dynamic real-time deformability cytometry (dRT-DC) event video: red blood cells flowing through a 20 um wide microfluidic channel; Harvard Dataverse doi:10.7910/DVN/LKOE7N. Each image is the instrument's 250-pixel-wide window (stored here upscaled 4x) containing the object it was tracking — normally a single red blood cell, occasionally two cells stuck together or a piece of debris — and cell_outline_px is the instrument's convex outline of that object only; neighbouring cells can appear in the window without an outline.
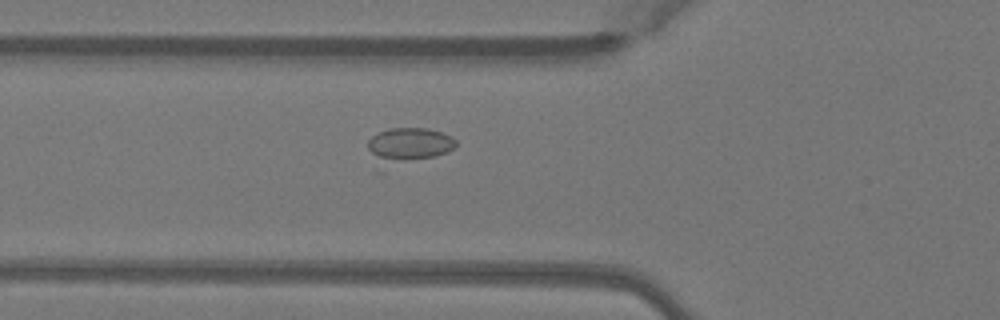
{"species": "Egyptian fruit bat (a non-hibernating species)", "species_latin": "Rousettus aegyptiacus", "temperature_condition": "warm", "stored_images_in_passage": 31, "camera_frame_rate_fps": 3000, "um_per_image_px": 0.085, "animal": {"sex": "female"}, "frame": {"image": 1, "passage_image": 4, "time_ms": 1.0, "image_size_px": [1000, 320], "cell_outline_px": [[456, 148], [448, 152], [436, 156], [404, 160], [388, 160], [372, 152], [368, 148], [368, 140], [372, 136], [380, 132], [392, 128], [424, 128], [440, 132], [452, 136], [456, 140]], "centroid_in_image_um": [34.9, 12.21], "position_along_channel_um": 90.9, "area_um2": 16.18}}
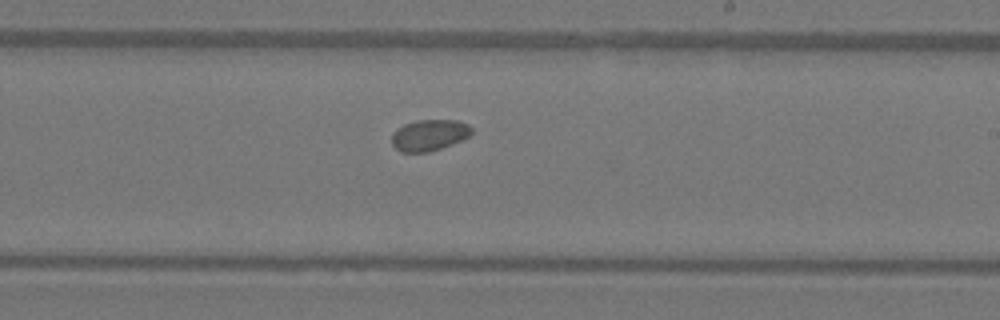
{"frame": {"image": 2, "passage_image": 16, "time_ms": 5.0, "image_size_px": [1000, 320], "cell_outline_px": [[472, 132], [468, 136], [452, 144], [428, 152], [400, 152], [392, 144], [392, 132], [396, 128], [404, 124], [416, 120], [456, 120], [468, 124], [472, 128]], "centroid_in_image_um": [36.45, 11.47], "position_along_channel_um": 252.5, "area_um2": 14.51}}
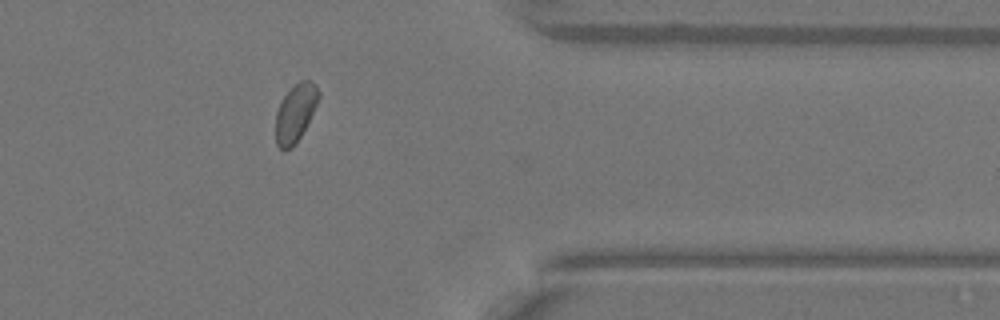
{"frame": {"image": 3, "passage_image": 27, "time_ms": 8.667, "image_size_px": [1000, 320], "cell_outline_px": [[320, 96], [296, 144], [292, 148], [284, 152], [276, 144], [276, 112], [284, 96], [300, 80], [312, 80], [316, 84], [320, 92]], "centroid_in_image_um": [25.1, 9.61], "position_along_channel_um": 386.3, "area_um2": 14.22}, "authors_computed_cell_mechanics": {"area_um2": 14.7968, "velocity_mm_per_s": 4.0335, "shape_relaxation_time_tau1_ms": 2.4634, "shape_relaxation_time_tau2_ms": null, "deformation_change_tau1": 0.0455, "deformation_change_tau2": null}}